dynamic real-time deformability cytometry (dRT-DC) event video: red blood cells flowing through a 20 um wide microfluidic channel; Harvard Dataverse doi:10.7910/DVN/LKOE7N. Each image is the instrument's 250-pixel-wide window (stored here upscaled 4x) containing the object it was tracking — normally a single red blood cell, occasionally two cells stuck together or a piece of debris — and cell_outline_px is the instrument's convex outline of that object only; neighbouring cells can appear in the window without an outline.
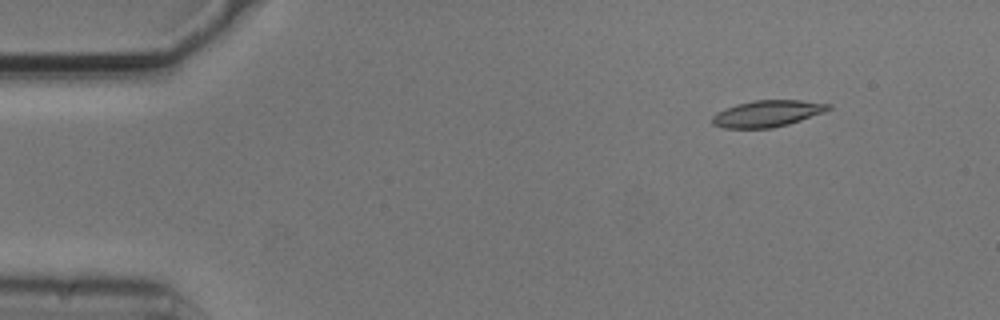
{"species": "common noctule bat (a hibernating species)", "species_latin": "Nyctalus noctula", "temperature_condition": "cold", "stored_images_in_passage": 5, "camera_frame_rate_fps": 3000, "um_per_image_px": 0.085, "animal": {"sex": "male", "body_mass_g": 20.5, "forearm_length_mm": 52.5}, "frame": {"image": 1, "passage_image": 2, "time_ms": 0.333, "image_size_px": [1000, 320], "cell_outline_px": [[832, 108], [824, 112], [788, 124], [772, 128], [724, 128], [712, 124], [712, 116], [716, 112], [736, 104], [752, 100], [800, 100], [832, 104]], "centroid_in_image_um": [65.21, 9.65], "position_along_channel_um": 19.8, "area_um2": 17.98}}
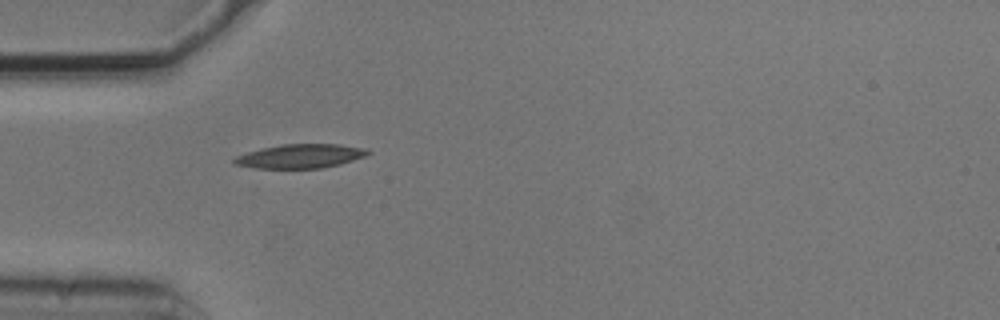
{"frame": {"image": 2, "passage_image": 5, "time_ms": 1.333, "image_size_px": [1000, 320], "cell_outline_px": [[372, 152], [364, 156], [340, 164], [320, 168], [252, 168], [232, 164], [232, 160], [236, 156], [248, 152], [280, 144], [336, 144], [368, 148]], "centroid_in_image_um": [25.52, 13.27], "position_along_channel_um": 59.5, "area_um2": 18.67}}